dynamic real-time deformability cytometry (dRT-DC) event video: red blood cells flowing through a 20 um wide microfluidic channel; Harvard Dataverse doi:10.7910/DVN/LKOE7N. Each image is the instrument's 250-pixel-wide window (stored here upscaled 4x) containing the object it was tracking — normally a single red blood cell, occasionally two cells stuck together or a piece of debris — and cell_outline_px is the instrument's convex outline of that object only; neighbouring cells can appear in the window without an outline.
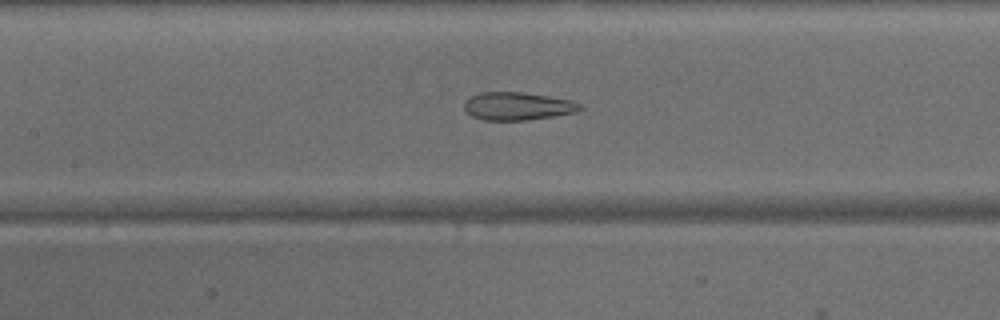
{"species": "common noctule bat (a hibernating species)", "species_latin": "Nyctalus noctula", "temperature_condition": "warm", "stored_images_in_passage": 45, "camera_frame_rate_fps": 3000, "um_per_image_px": 0.085, "animal": {"sex": "male", "body_mass_g": 15.6}, "frame": {"image": 1, "passage_image": 20, "time_ms": 6.333, "image_size_px": [1000, 320], "cell_outline_px": [[584, 108], [576, 112], [528, 120], [484, 120], [472, 116], [464, 108], [464, 104], [472, 96], [480, 92], [520, 92], [572, 100], [580, 104]], "centroid_in_image_um": [44.01, 9.03], "position_along_channel_um": 163.4, "area_um2": 18.61}}
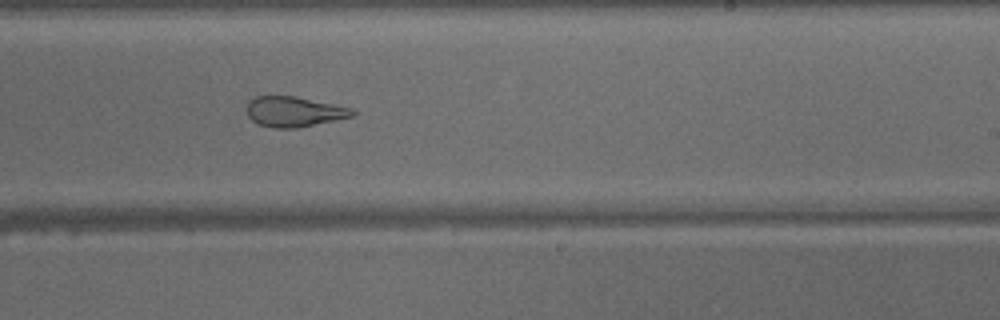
{"frame": {"image": 2, "passage_image": 27, "time_ms": 8.667, "image_size_px": [1000, 320], "cell_outline_px": [[356, 116], [296, 128], [272, 128], [256, 124], [248, 116], [248, 100], [256, 96], [296, 96], [352, 108], [356, 112]], "centroid_in_image_um": [25.0, 9.49], "position_along_channel_um": 264.0, "area_um2": 18.73}}
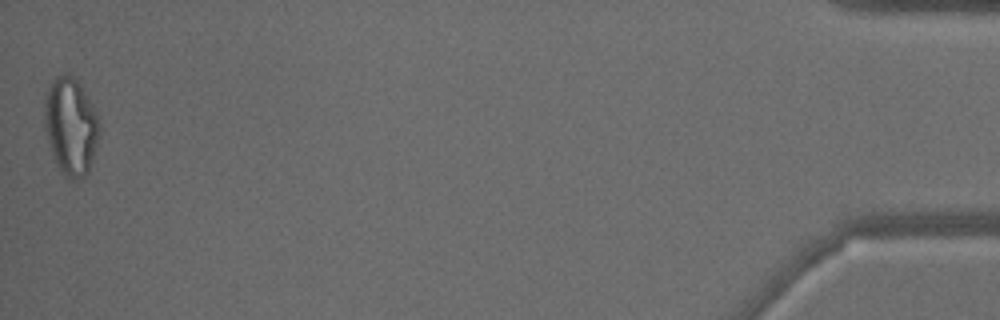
{"frame": {"image": 3, "passage_image": 45, "time_ms": 14.667, "image_size_px": [1000, 320], "cell_outline_px": [[100, 132], [88, 172], [80, 180], [68, 180], [60, 172], [52, 156], [44, 128], [44, 96], [52, 80], [56, 76], [68, 72], [80, 84], [96, 112], [100, 124]], "centroid_in_image_um": [5.99, 10.75], "position_along_channel_um": 429.2, "area_um2": 31.56}}